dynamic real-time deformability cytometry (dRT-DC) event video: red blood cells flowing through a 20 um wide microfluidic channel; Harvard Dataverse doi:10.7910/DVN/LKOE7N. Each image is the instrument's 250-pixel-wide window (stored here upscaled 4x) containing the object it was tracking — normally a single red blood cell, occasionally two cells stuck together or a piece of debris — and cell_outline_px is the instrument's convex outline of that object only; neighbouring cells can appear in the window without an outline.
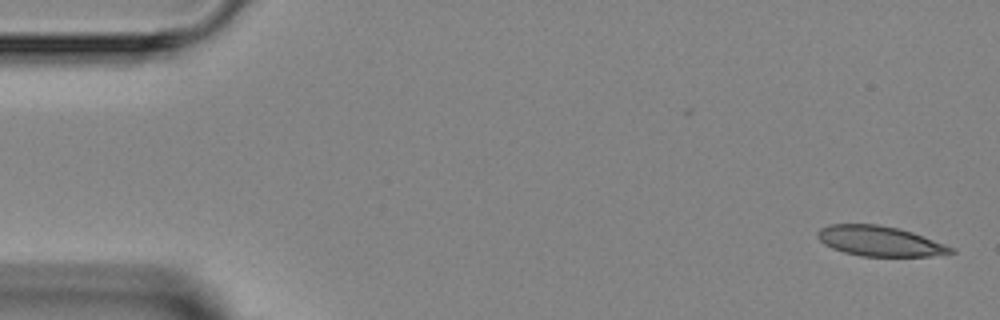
{"species": "Egyptian fruit bat (a non-hibernating species)", "species_latin": "Rousettus aegyptiacus", "temperature_condition": "room temperature", "stored_images_in_passage": 5, "camera_frame_rate_fps": 3000, "um_per_image_px": 0.085, "animal": {"sex": "female"}, "frame": {"image": 1, "passage_image": 1, "time_ms": 0.0, "image_size_px": [1000, 320], "cell_outline_px": [[956, 252], [928, 256], [860, 256], [844, 252], [832, 248], [824, 244], [816, 236], [816, 232], [820, 228], [828, 224], [876, 224], [900, 228], [924, 236], [956, 248]], "centroid_in_image_um": [74.77, 20.48], "position_along_channel_um": 10.2, "area_um2": 23.52}}
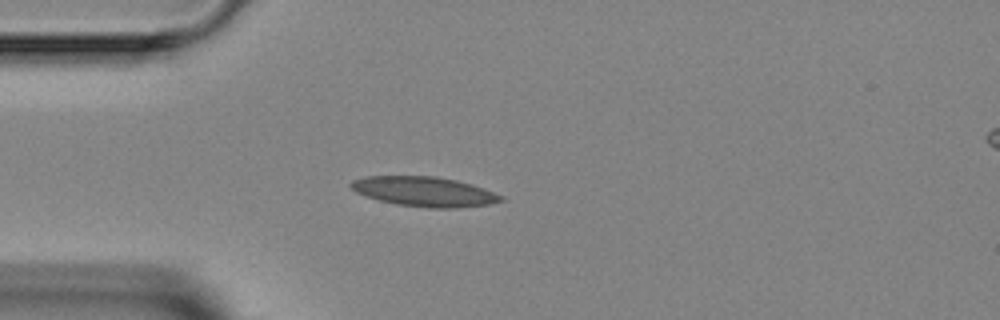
{"frame": {"image": 2, "passage_image": 4, "time_ms": 3.667, "image_size_px": [1000, 320], "cell_outline_px": [[504, 200], [488, 204], [456, 208], [428, 208], [396, 204], [380, 200], [356, 192], [348, 184], [352, 180], [364, 176], [436, 176], [456, 180], [472, 184], [484, 188], [504, 196]], "centroid_in_image_um": [36.08, 16.28], "position_along_channel_um": 48.9, "area_um2": 26.01}}